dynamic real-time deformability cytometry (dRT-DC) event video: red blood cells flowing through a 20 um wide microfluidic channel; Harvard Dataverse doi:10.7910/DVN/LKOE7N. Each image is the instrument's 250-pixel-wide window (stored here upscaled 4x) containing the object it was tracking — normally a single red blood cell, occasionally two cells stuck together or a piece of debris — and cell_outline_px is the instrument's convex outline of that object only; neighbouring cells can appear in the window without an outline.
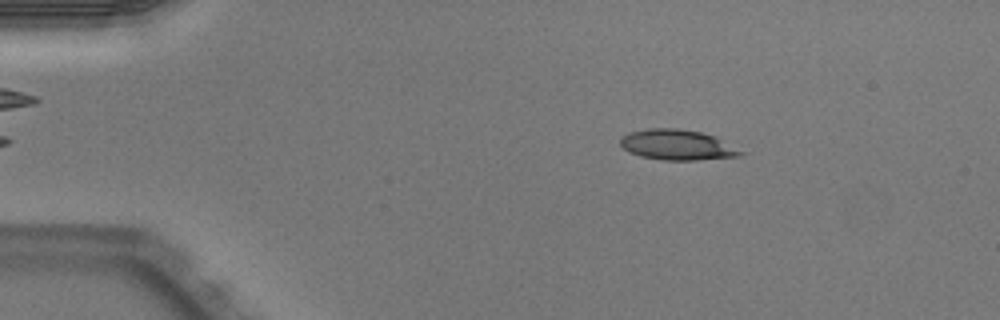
{"species": "Egyptian fruit bat (a non-hibernating species)", "species_latin": "Rousettus aegyptiacus", "temperature_condition": "warm", "stored_images_in_passage": 44, "camera_frame_rate_fps": 3000, "um_per_image_px": 0.085, "animal": {"sex": "male"}, "frame": {"image": 1, "passage_image": 2, "time_ms": 0.333, "image_size_px": [1000, 320], "cell_outline_px": [[748, 152], [740, 156], [696, 160], [664, 160], [640, 156], [628, 152], [620, 144], [620, 136], [628, 132], [648, 128], [676, 128], [700, 132], [716, 136]], "centroid_in_image_um": [57.6, 12.31], "position_along_channel_um": 27.4, "area_um2": 21.68}}
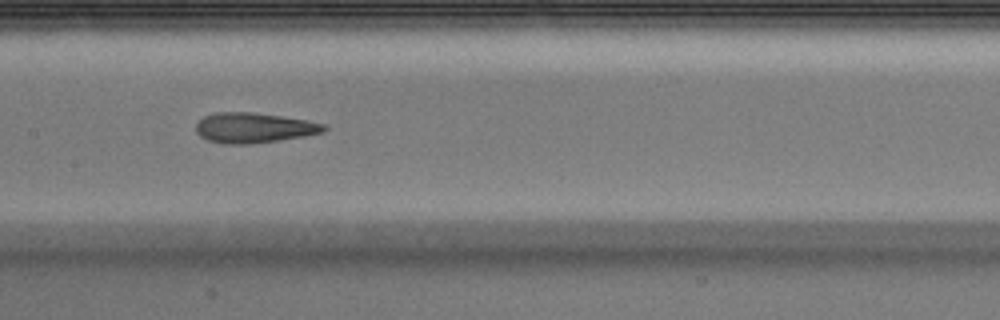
{"frame": {"image": 2, "passage_image": 19, "time_ms": 6.0, "image_size_px": [1000, 320], "cell_outline_px": [[328, 128], [324, 132], [304, 136], [280, 140], [252, 144], [224, 144], [208, 140], [200, 136], [196, 132], [196, 124], [204, 116], [216, 112], [252, 112], [280, 116], [304, 120], [324, 124]], "centroid_in_image_um": [21.56, 10.87], "position_along_channel_um": 185.8, "area_um2": 22.43}}
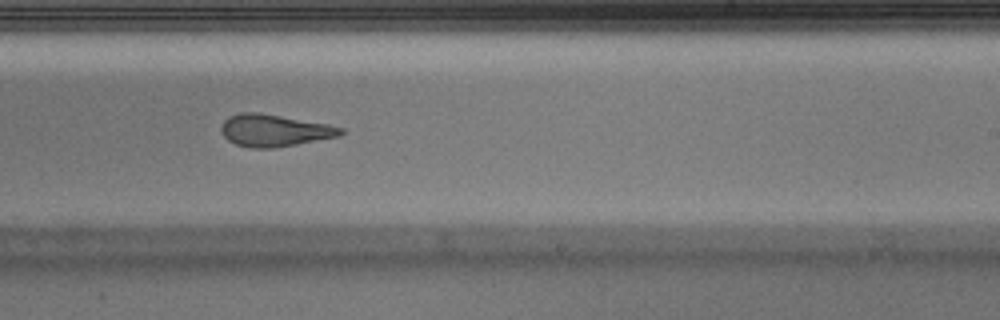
{"frame": {"image": 3, "passage_image": 25, "time_ms": 8.0, "image_size_px": [1000, 320], "cell_outline_px": [[344, 132], [340, 136], [296, 144], [272, 148], [252, 148], [236, 144], [228, 140], [224, 136], [220, 128], [224, 120], [228, 116], [240, 112], [256, 112], [328, 124], [344, 128]], "centroid_in_image_um": [23.3, 11.08], "position_along_channel_um": 265.7, "area_um2": 22.2}, "authors_computed_cell_mechanics": {"area_um2": 22.5998, "velocity_mm_per_s": 4.002, "shape_relaxation_time_tau1_ms": 4.8512, "shape_relaxation_time_tau2_ms": 2.2233, "deformation_change_tau1": 0.1987, "deformation_change_tau2": 0.1318}}